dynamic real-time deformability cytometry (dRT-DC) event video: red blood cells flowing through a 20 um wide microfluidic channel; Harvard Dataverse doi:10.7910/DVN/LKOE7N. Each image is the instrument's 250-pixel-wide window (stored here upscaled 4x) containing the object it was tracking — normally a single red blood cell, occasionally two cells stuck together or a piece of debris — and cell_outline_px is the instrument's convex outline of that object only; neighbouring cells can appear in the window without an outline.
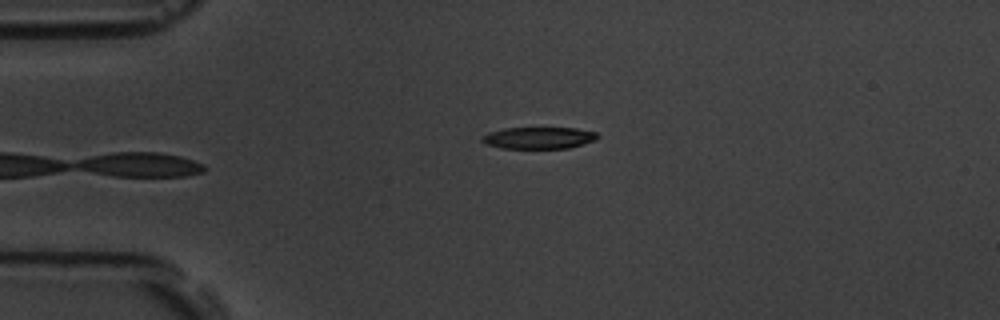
{"species": "common noctule bat (a hibernating species)", "species_latin": "Nyctalus noctula", "temperature_condition": "room temperature", "stored_images_in_passage": 4, "camera_frame_rate_fps": 3000, "um_per_image_px": 0.085, "animal": {"sex": "male", "body_mass_g": 19.5, "forearm_length_mm": 54.6}, "frame": {"image": 1, "passage_image": 4, "time_ms": 3.333, "image_size_px": [1000, 320], "cell_outline_px": [[600, 136], [596, 140], [568, 148], [500, 148], [484, 144], [480, 140], [488, 132], [504, 128], [576, 128], [596, 132]], "centroid_in_image_um": [45.78, 11.72], "position_along_channel_um": 39.2, "area_um2": 14.68}}